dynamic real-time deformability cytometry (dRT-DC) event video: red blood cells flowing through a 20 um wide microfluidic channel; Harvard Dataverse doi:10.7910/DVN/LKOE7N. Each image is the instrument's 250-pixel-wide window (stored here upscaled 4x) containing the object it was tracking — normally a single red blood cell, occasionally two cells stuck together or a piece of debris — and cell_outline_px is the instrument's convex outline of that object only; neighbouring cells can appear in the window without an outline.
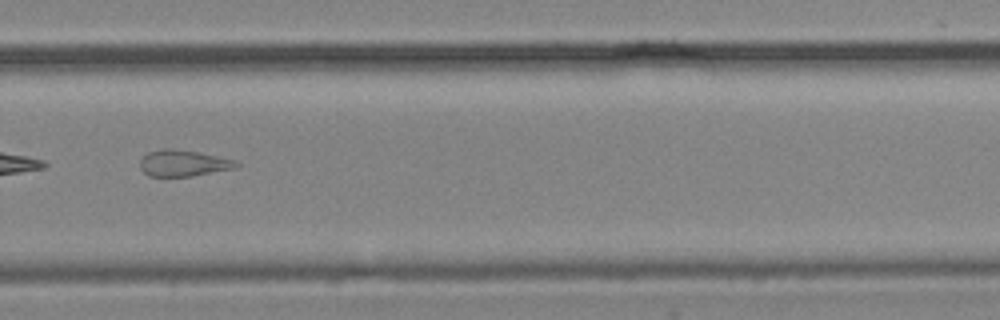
{"species": "common noctule bat (a hibernating species)", "species_latin": "Nyctalus noctula", "temperature_condition": "cold", "stored_images_in_passage": 28, "camera_frame_rate_fps": 3000, "um_per_image_px": 0.085, "animal": {"sex": "male", "body_mass_g": 19.2, "forearm_length_mm": 51.8}, "frame": {"image": 1, "passage_image": 20, "time_ms": 6.333, "image_size_px": [1000, 320], "cell_outline_px": [[240, 164], [236, 168], [192, 176], [148, 176], [140, 168], [140, 160], [148, 152], [164, 148], [172, 148], [196, 152], [216, 156], [232, 160]], "centroid_in_image_um": [15.54, 13.87], "position_along_channel_um": 314.3, "area_um2": 14.57}}